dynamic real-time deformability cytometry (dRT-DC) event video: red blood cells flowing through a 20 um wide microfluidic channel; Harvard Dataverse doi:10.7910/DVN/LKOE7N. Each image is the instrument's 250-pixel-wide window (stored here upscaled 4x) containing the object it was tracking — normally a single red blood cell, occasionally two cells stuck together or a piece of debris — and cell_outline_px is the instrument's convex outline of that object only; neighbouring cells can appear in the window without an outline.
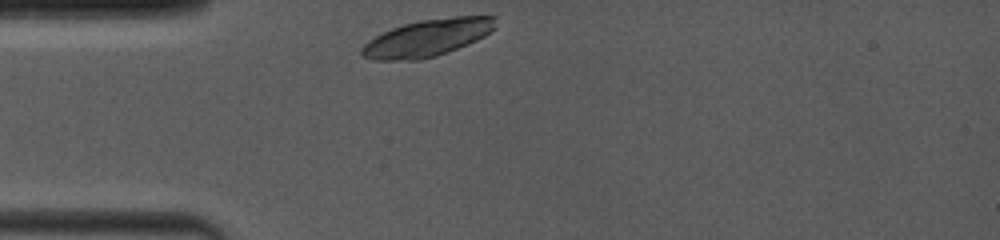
{"species": "common noctule bat (a hibernating species)", "species_latin": "Nyctalus noctula", "temperature_condition": "room temperature", "stored_images_in_passage": 1, "camera_frame_rate_fps": 4000, "um_per_image_px": 0.085, "animal": {"sex": "female", "body_mass_g": 19.0, "forearm_length_mm": 53.3}, "frame": {"image": 1, "passage_image": 1, "time_ms": 0.0, "image_size_px": [1000, 240], "cell_outline_px": [[496, 28], [484, 36], [476, 40], [436, 56], [420, 60], [376, 60], [360, 56], [360, 48], [368, 40], [392, 28], [404, 24], [420, 20], [456, 16], [496, 16]], "centroid_in_image_um": [36.31, 3.22], "position_along_channel_um": 48.7, "area_um2": 28.78}}